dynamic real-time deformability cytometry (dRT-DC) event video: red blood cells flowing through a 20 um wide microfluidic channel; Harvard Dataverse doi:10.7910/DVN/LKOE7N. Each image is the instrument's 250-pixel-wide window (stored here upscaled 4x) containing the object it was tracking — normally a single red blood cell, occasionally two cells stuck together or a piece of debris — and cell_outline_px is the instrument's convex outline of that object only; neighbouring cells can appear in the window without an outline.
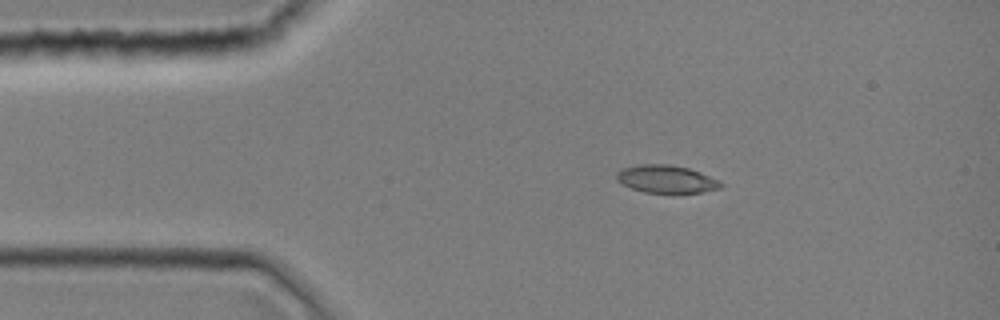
{"species": "common noctule bat (a hibernating species)", "species_latin": "Nyctalus noctula", "temperature_condition": "room temperature", "stored_images_in_passage": 2, "camera_frame_rate_fps": 3000, "um_per_image_px": 0.085, "animal": {"sex": "female", "body_mass_g": 19.0, "forearm_length_mm": 51.5}, "frame": {"image": 1, "passage_image": 1, "time_ms": 0.0, "image_size_px": [1000, 320], "cell_outline_px": [[724, 184], [720, 188], [704, 192], [672, 196], [644, 192], [632, 188], [616, 180], [616, 172], [624, 168], [640, 164], [672, 164], [688, 168], [700, 172]], "centroid_in_image_um": [56.65, 15.27], "position_along_channel_um": 28.4, "area_um2": 17.46}}